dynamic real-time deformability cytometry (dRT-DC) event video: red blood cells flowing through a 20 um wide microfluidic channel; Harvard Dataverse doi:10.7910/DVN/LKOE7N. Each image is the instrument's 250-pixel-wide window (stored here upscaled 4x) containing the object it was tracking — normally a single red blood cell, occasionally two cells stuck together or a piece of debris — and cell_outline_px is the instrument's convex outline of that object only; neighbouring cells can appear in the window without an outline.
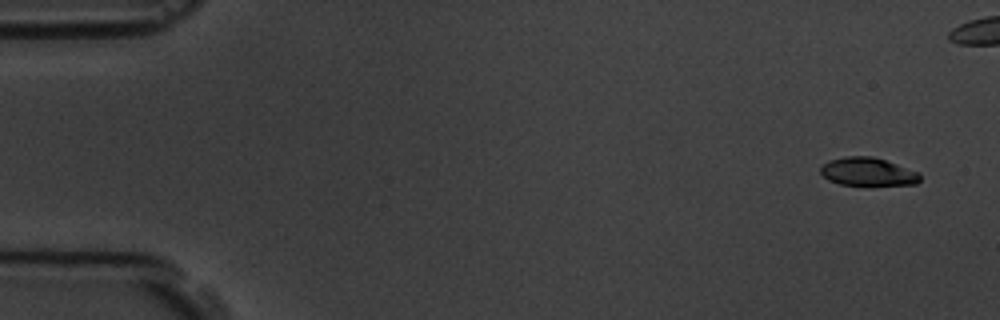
{"species": "common noctule bat (a hibernating species)", "species_latin": "Nyctalus noctula", "temperature_condition": "room temperature", "stored_images_in_passage": 6, "camera_frame_rate_fps": 3000, "um_per_image_px": 0.085, "animal": {"sex": "male", "body_mass_g": 19.5, "forearm_length_mm": 54.6}, "frame": {"image": 1, "passage_image": 1, "time_ms": 0.0, "image_size_px": [1000, 320], "cell_outline_px": [[920, 180], [916, 184], [840, 184], [828, 180], [820, 172], [820, 168], [828, 160], [844, 156], [872, 156], [920, 172]], "centroid_in_image_um": [73.74, 14.58], "position_along_channel_um": 11.3, "area_um2": 16.07}}